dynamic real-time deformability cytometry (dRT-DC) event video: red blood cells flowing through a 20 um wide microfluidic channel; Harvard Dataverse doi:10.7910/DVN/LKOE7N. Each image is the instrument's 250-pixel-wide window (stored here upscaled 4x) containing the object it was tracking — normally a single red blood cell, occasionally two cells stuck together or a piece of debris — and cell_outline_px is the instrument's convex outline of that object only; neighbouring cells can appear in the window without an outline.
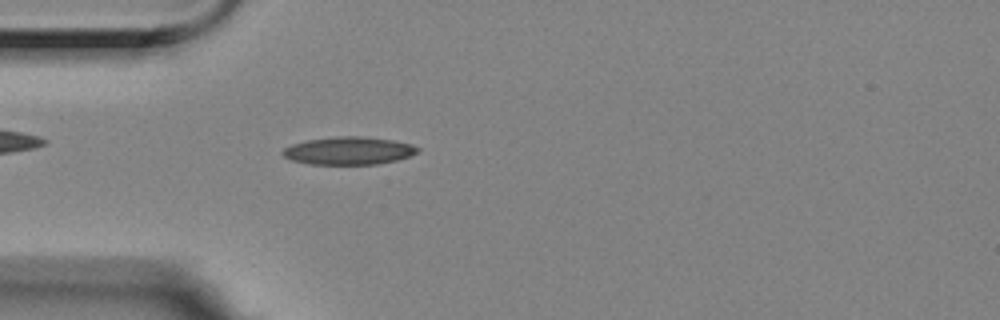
{"species": "Egyptian fruit bat (a non-hibernating species)", "species_latin": "Rousettus aegyptiacus", "temperature_condition": "room temperature", "stored_images_in_passage": 55, "camera_frame_rate_fps": 3000, "um_per_image_px": 0.085, "animal": {"sex": "female"}, "frame": {"image": 1, "passage_image": 15, "time_ms": 4.667, "image_size_px": [1000, 320], "cell_outline_px": [[420, 152], [396, 160], [376, 164], [308, 164], [292, 160], [284, 156], [280, 152], [284, 148], [292, 144], [308, 140], [336, 136], [360, 136], [392, 140], [412, 144], [420, 148]], "centroid_in_image_um": [29.64, 12.81], "position_along_channel_um": 55.4, "area_um2": 21.79}}
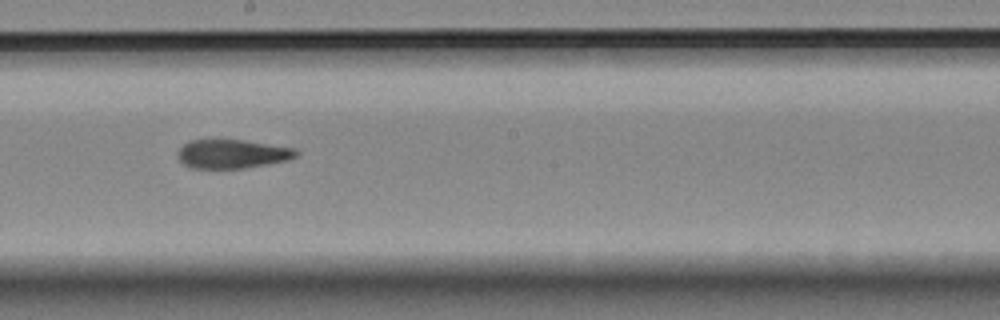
{"frame": {"image": 2, "passage_image": 30, "time_ms": 9.667, "image_size_px": [1000, 320], "cell_outline_px": [[300, 156], [288, 160], [268, 164], [244, 168], [192, 168], [184, 164], [176, 156], [176, 152], [188, 140], [244, 140], [296, 148], [300, 152]], "centroid_in_image_um": [19.78, 13.08], "position_along_channel_um": 228.4, "area_um2": 20.11}}
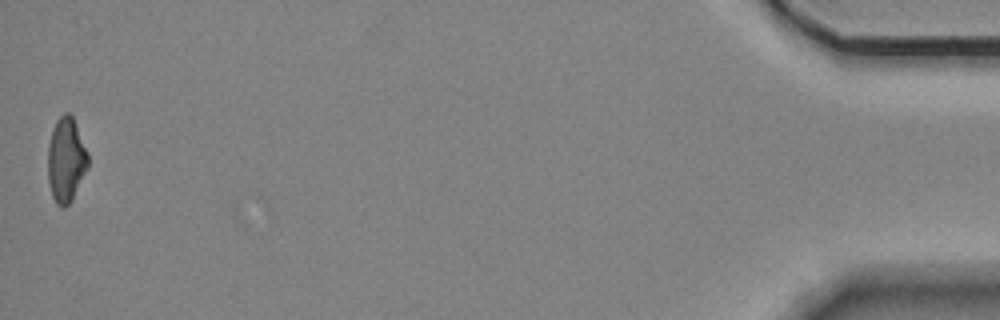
{"frame": {"image": 3, "passage_image": 55, "time_ms": 18.0, "image_size_px": [1000, 320], "cell_outline_px": [[88, 168], [72, 200], [64, 208], [60, 208], [56, 204], [52, 196], [48, 180], [48, 144], [52, 128], [56, 120], [64, 112], [68, 112], [72, 116], [88, 152]], "centroid_in_image_um": [5.61, 13.6], "position_along_channel_um": 429.6, "area_um2": 20.0}, "authors_computed_cell_mechanics": {"area_um2": 20.3456, "velocity_mm_per_s": 3.5421, "shape_relaxation_time_tau1_ms": 6.1569, "shape_relaxation_time_tau2_ms": 3.8959, "deformation_change_tau1": 0.1801, "deformation_change_tau2": 0.1297}}